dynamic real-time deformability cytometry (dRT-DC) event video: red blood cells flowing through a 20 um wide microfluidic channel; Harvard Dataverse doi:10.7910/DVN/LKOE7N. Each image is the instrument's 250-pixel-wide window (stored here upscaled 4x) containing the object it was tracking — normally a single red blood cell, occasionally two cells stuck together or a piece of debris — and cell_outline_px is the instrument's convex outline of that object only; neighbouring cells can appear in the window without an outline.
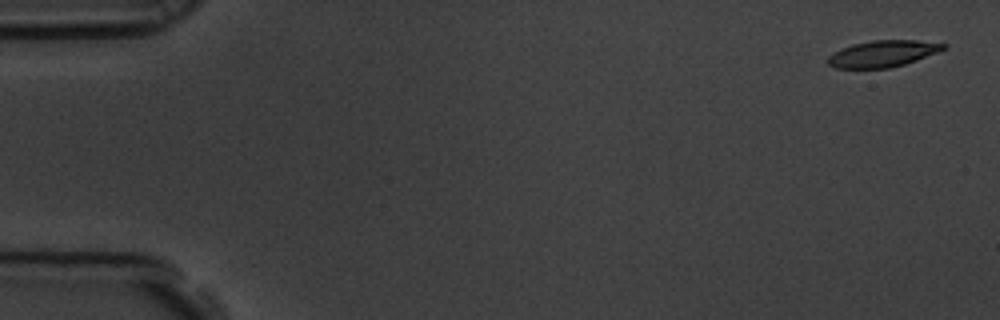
{"species": "common noctule bat (a hibernating species)", "species_latin": "Nyctalus noctula", "temperature_condition": "room temperature", "stored_images_in_passage": 13, "camera_frame_rate_fps": 3000, "um_per_image_px": 0.085, "animal": {"sex": "male", "body_mass_g": 19.5, "forearm_length_mm": 54.6}, "frame": {"image": 1, "passage_image": 1, "time_ms": 0.0, "image_size_px": [1000, 320], "cell_outline_px": [[948, 44], [944, 48], [936, 52], [916, 60], [904, 64], [888, 68], [836, 68], [828, 64], [828, 56], [832, 52], [852, 44], [872, 40], [916, 40]], "centroid_in_image_um": [74.99, 4.56], "position_along_channel_um": 10.0, "area_um2": 17.69}}
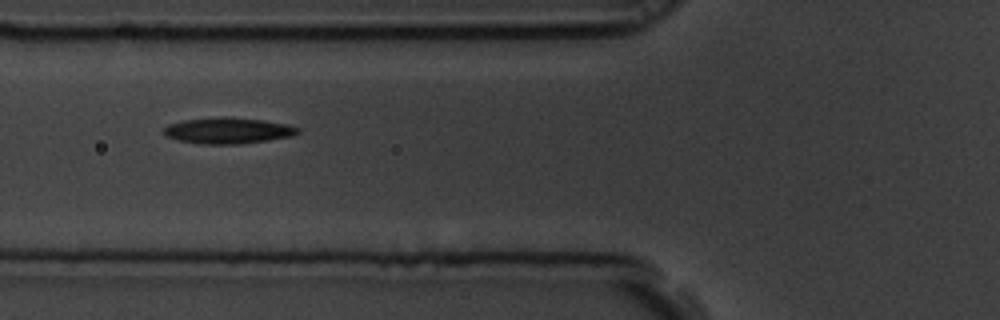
{"frame": {"image": 2, "passage_image": 6, "time_ms": 1.667, "image_size_px": [1000, 320], "cell_outline_px": [[300, 132], [292, 136], [268, 140], [240, 144], [200, 144], [180, 140], [168, 136], [164, 132], [164, 128], [168, 124], [184, 120], [220, 116], [224, 116], [264, 120], [288, 124], [300, 128]], "centroid_in_image_um": [19.42, 11.09], "position_along_channel_um": 106.4, "area_um2": 20.4}}
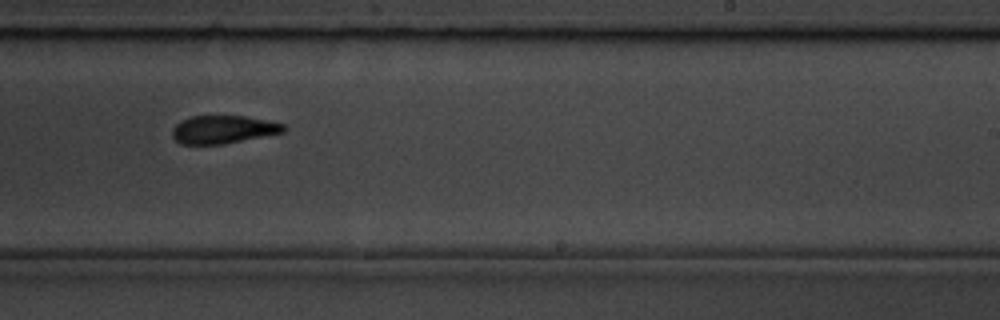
{"frame": {"image": 3, "passage_image": 10, "time_ms": 3.0, "image_size_px": [1000, 320], "cell_outline_px": [[288, 128], [284, 132], [224, 144], [180, 144], [172, 136], [172, 128], [180, 120], [192, 116], [244, 116], [284, 124]], "centroid_in_image_um": [18.95, 11.01], "position_along_channel_um": 270.1, "area_um2": 18.15}}